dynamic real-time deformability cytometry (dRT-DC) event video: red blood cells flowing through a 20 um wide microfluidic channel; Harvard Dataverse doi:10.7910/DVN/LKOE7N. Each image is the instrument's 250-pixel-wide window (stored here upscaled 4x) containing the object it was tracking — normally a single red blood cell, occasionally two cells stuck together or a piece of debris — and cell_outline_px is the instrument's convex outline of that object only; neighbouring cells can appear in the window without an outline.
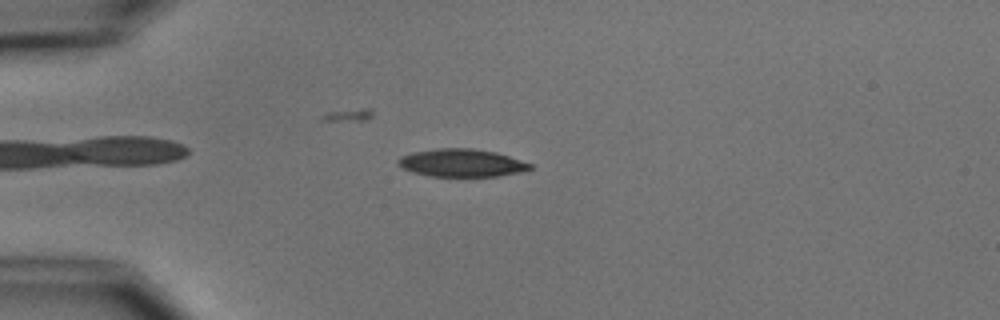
{"species": "common noctule bat (a hibernating species)", "species_latin": "Nyctalus noctula", "temperature_condition": "cold", "stored_images_in_passage": 6, "camera_frame_rate_fps": 3000, "um_per_image_px": 0.085, "animal": {"sex": "male", "body_mass_g": 15.6}, "frame": {"image": 1, "passage_image": 1, "time_ms": 0.0, "image_size_px": [1000, 320], "cell_outline_px": [[532, 168], [524, 172], [500, 176], [428, 176], [412, 172], [396, 164], [396, 160], [400, 156], [412, 152], [436, 148], [472, 148], [496, 152], [532, 164]], "centroid_in_image_um": [39.22, 13.84], "position_along_channel_um": 45.8, "area_um2": 21.56}}
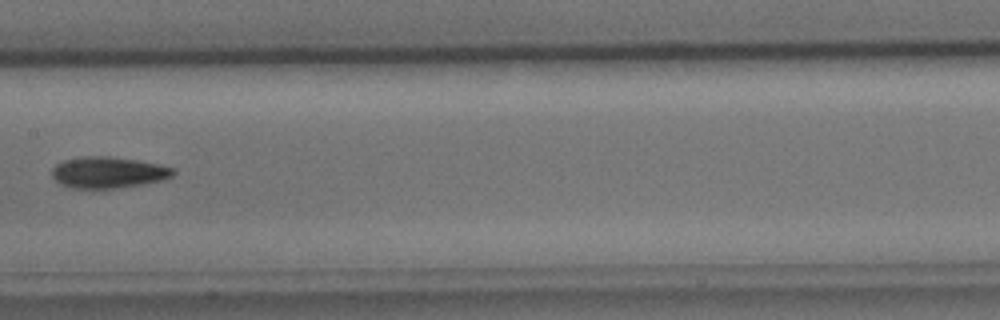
{"frame": {"image": 2, "passage_image": 5, "time_ms": 4.667, "image_size_px": [1000, 320], "cell_outline_px": [[176, 172], [172, 176], [160, 180], [140, 184], [112, 188], [72, 188], [60, 184], [52, 176], [52, 168], [56, 164], [64, 160], [80, 156], [108, 156], [136, 160], [156, 164], [172, 168]], "centroid_in_image_um": [9.13, 14.64], "position_along_channel_um": 198.3, "area_um2": 21.79}}
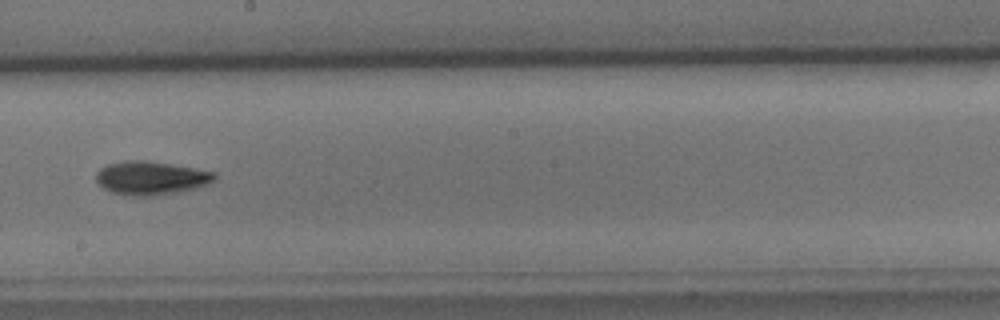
{"frame": {"image": 3, "passage_image": 6, "time_ms": 5.667, "image_size_px": [1000, 320], "cell_outline_px": [[216, 180], [208, 184], [180, 192], [156, 196], [136, 196], [112, 192], [104, 188], [96, 180], [96, 172], [100, 168], [108, 164], [124, 160], [144, 160], [196, 168], [216, 172]], "centroid_in_image_um": [12.86, 15.12], "position_along_channel_um": 235.3, "area_um2": 23.24}}